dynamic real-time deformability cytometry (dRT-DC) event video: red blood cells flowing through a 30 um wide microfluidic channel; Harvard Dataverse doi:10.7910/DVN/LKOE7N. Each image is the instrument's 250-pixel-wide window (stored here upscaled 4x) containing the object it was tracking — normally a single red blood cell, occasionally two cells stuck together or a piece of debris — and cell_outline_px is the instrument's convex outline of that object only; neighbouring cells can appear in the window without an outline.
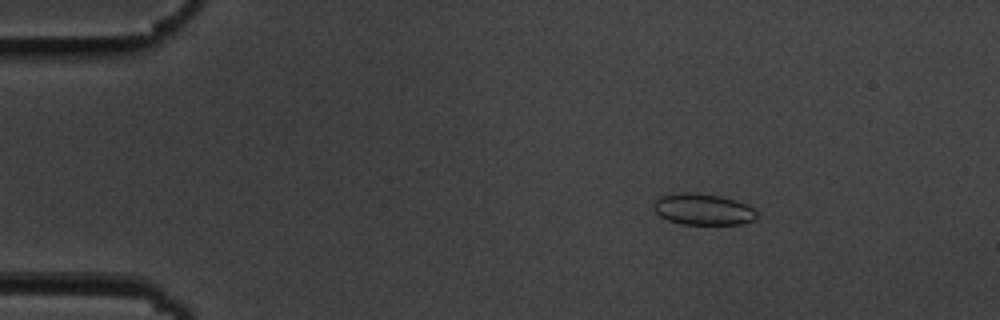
{"species": "common noctule bat (a hibernating species)", "species_latin": "Nyctalus noctula", "temperature_condition": "cold", "stored_images_in_passage": 51, "camera_frame_rate_fps": 3000, "um_per_image_px": 0.085, "animal": {"sex": "male", "body_mass_g": 19.5, "forearm_length_mm": 54.6}, "frame": {"image": 1, "passage_image": 4, "time_ms": 1.0, "image_size_px": [1000, 320], "cell_outline_px": [[756, 216], [752, 220], [740, 224], [684, 224], [668, 220], [660, 216], [652, 208], [652, 204], [660, 196], [684, 192], [696, 192], [720, 196], [736, 200], [752, 208], [756, 212]], "centroid_in_image_um": [59.71, 17.78], "position_along_channel_um": 25.3, "area_um2": 18.67}}
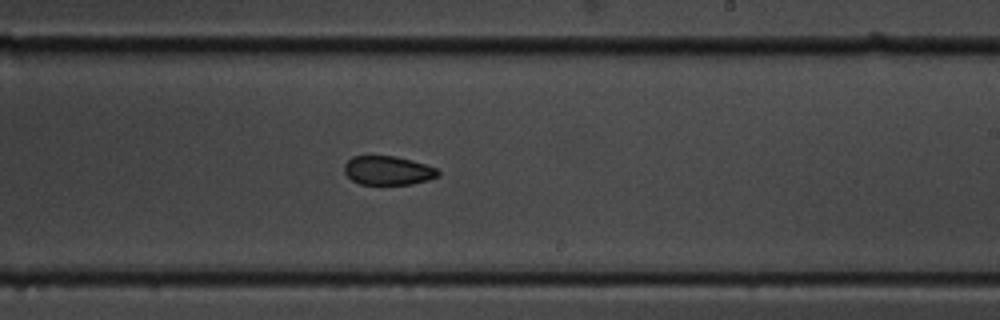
{"frame": {"image": 2, "passage_image": 29, "time_ms": 9.333, "image_size_px": [1000, 320], "cell_outline_px": [[440, 176], [428, 180], [412, 184], [360, 184], [352, 180], [344, 172], [344, 164], [352, 156], [396, 156], [412, 160], [436, 168], [440, 172]], "centroid_in_image_um": [32.98, 14.49], "position_along_channel_um": 256.0, "area_um2": 15.84}}
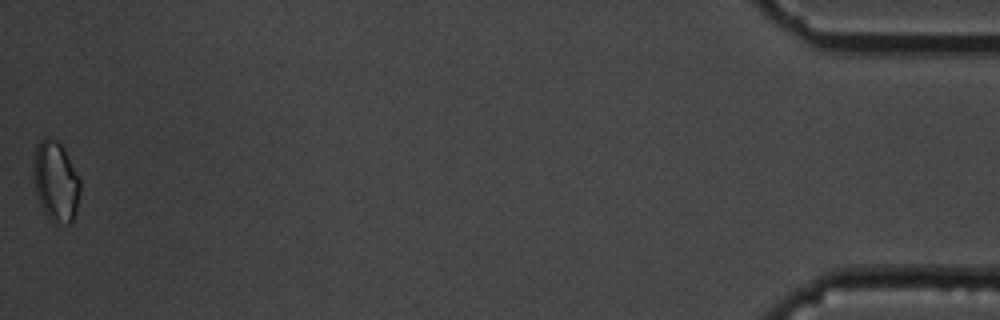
{"frame": {"image": 3, "passage_image": 51, "time_ms": 16.667, "image_size_px": [1000, 320], "cell_outline_px": [[80, 192], [76, 212], [72, 220], [68, 224], [52, 220], [44, 212], [36, 196], [32, 180], [32, 176], [36, 144], [40, 140], [48, 136], [56, 140], [64, 148], [80, 176]], "centroid_in_image_um": [4.73, 15.38], "position_along_channel_um": 430.5, "area_um2": 22.14}, "authors_computed_cell_mechanics": {"area_um2": 17.34, "velocity_mm_per_s": 3.6189, "shape_relaxation_time_tau1_ms": 5.2371, "shape_relaxation_time_tau2_ms": null, "deformation_change_tau1": 0.0691, "deformation_change_tau2": null}}